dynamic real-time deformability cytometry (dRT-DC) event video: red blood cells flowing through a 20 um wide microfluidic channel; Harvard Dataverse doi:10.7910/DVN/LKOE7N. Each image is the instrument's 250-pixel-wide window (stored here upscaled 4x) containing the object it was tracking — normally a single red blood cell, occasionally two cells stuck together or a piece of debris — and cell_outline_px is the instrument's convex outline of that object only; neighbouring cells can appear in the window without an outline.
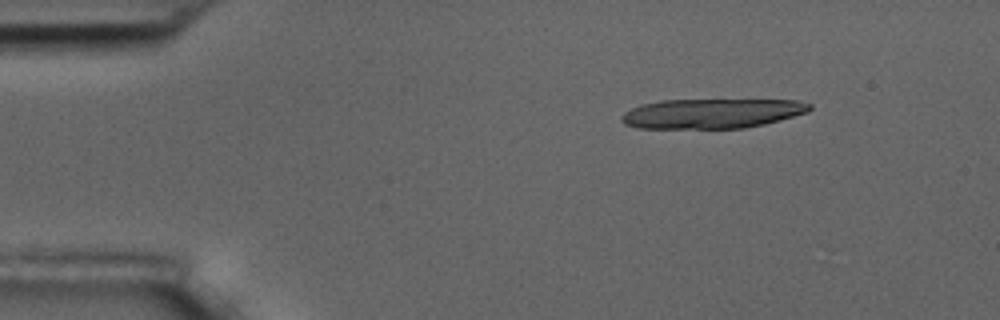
{"species": "common noctule bat (a hibernating species)", "species_latin": "Nyctalus noctula", "temperature_condition": "room temperature", "stored_images_in_passage": 5, "camera_frame_rate_fps": 3000, "um_per_image_px": 0.085, "animal": {"sex": "male", "body_mass_g": 17.5, "forearm_length_mm": 52.3}, "frame": {"image": 1, "passage_image": 2, "time_ms": 1.0, "image_size_px": [1000, 320], "cell_outline_px": [[812, 108], [808, 112], [780, 120], [764, 124], [744, 128], [636, 128], [624, 124], [620, 120], [620, 116], [624, 112], [640, 104], [660, 100], [800, 100], [812, 104]], "centroid_in_image_um": [60.49, 9.64], "position_along_channel_um": 24.5, "area_um2": 32.77}}
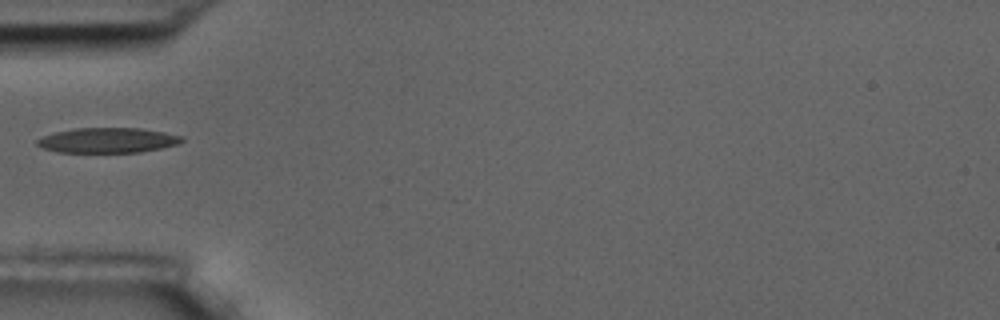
{"frame": {"image": 2, "passage_image": 5, "time_ms": 4.667, "image_size_px": [1000, 320], "cell_outline_px": [[184, 140], [180, 144], [140, 152], [56, 152], [44, 148], [36, 144], [36, 140], [44, 136], [56, 132], [76, 128], [140, 128], [164, 132], [184, 136]], "centroid_in_image_um": [9.2, 11.92], "position_along_channel_um": 75.8, "area_um2": 21.1}}